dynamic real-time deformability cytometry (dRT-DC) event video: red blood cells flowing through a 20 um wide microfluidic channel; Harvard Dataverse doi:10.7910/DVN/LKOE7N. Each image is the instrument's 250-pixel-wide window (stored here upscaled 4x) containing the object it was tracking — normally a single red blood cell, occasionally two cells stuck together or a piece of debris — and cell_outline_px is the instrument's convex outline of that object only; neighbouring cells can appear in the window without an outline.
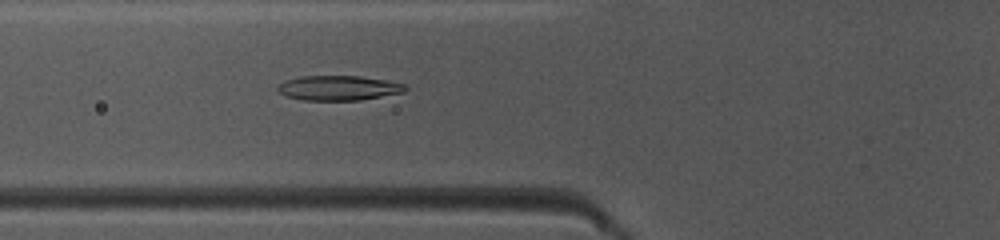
{"species": "common noctule bat (a hibernating species)", "species_latin": "Nyctalus noctula", "temperature_condition": "warm", "stored_images_in_passage": 47, "camera_frame_rate_fps": 3000, "um_per_image_px": 0.085, "animal": {"sex": "female", "body_mass_g": 10.0, "forearm_length_mm": 53.1}, "frame": {"image": 1, "passage_image": 17, "time_ms": 5.333, "image_size_px": [1000, 240], "cell_outline_px": [[408, 88], [404, 92], [360, 100], [304, 100], [288, 96], [280, 92], [276, 88], [284, 80], [300, 76], [360, 76], [384, 80], [404, 84]], "centroid_in_image_um": [28.77, 7.47], "position_along_channel_um": 97.0, "area_um2": 18.26}}
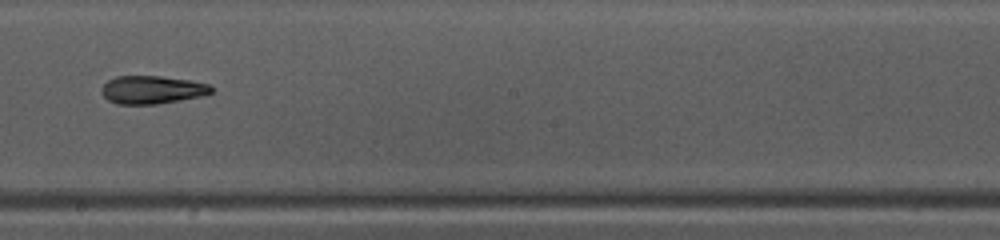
{"frame": {"image": 2, "passage_image": 27, "time_ms": 8.667, "image_size_px": [1000, 240], "cell_outline_px": [[212, 92], [200, 96], [180, 100], [156, 104], [116, 104], [108, 100], [100, 92], [100, 88], [108, 80], [116, 76], [160, 76], [192, 80], [212, 84]], "centroid_in_image_um": [12.92, 7.62], "position_along_channel_um": 235.3, "area_um2": 18.09}}
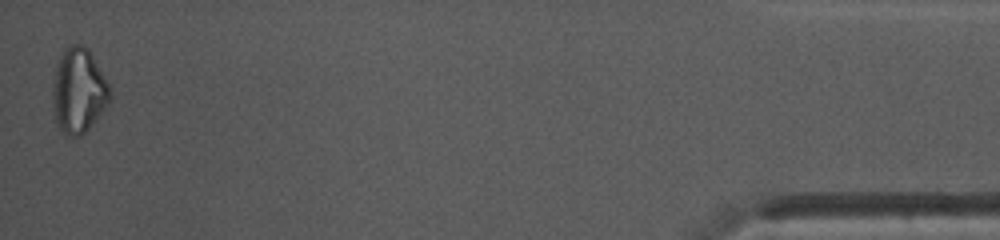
{"frame": {"image": 3, "passage_image": 47, "time_ms": 15.333, "image_size_px": [1000, 240], "cell_outline_px": [[112, 96], [108, 104], [88, 128], [80, 136], [68, 136], [56, 124], [52, 96], [56, 64], [64, 48], [72, 44], [80, 44], [88, 48], [112, 88]], "centroid_in_image_um": [6.7, 7.68], "position_along_channel_um": 428.5, "area_um2": 28.32}, "authors_computed_cell_mechanics": {"area_um2": 19.074, "velocity_mm_per_s": 4.122, "shape_relaxation_time_tau1_ms": 6.1308, "shape_relaxation_time_tau2_ms": 8.4594, "deformation_change_tau1": 0.1734, "deformation_change_tau2": 0.1629}}